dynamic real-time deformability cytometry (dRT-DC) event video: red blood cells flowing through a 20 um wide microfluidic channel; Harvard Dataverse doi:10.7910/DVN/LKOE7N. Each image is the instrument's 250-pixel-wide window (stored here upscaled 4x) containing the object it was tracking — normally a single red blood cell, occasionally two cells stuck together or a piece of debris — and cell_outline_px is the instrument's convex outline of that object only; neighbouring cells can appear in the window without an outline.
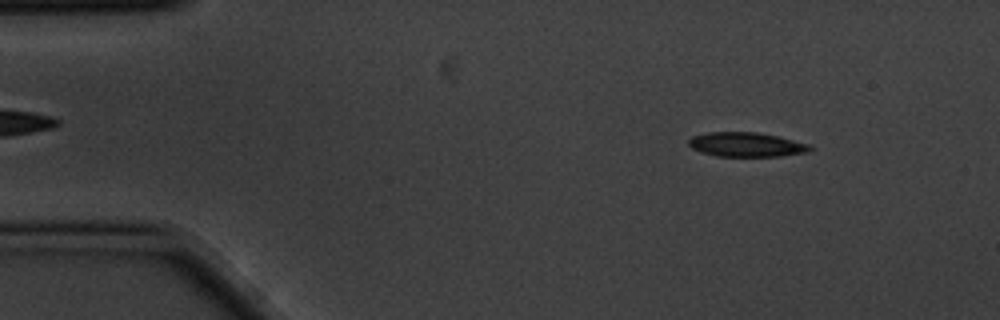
{"species": "common noctule bat (a hibernating species)", "species_latin": "Nyctalus noctula", "temperature_condition": "cold", "stored_images_in_passage": 6, "camera_frame_rate_fps": 3000, "um_per_image_px": 0.085, "animal": {"sex": "male", "body_mass_g": 20.1, "forearm_length_mm": 53.5}, "frame": {"image": 1, "passage_image": 1, "time_ms": 0.0, "image_size_px": [1000, 320], "cell_outline_px": [[816, 148], [808, 152], [780, 156], [716, 156], [700, 152], [692, 148], [688, 144], [688, 140], [692, 136], [708, 132], [756, 132], [776, 136], [808, 144]], "centroid_in_image_um": [63.42, 12.29], "position_along_channel_um": 21.6, "area_um2": 17.22}}
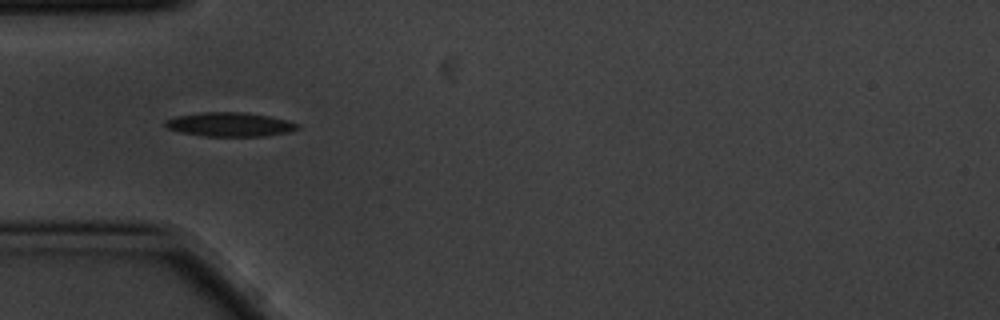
{"frame": {"image": 2, "passage_image": 4, "time_ms": 1.0, "image_size_px": [1000, 320], "cell_outline_px": [[300, 128], [288, 132], [264, 136], [204, 136], [180, 132], [168, 128], [164, 124], [164, 120], [176, 116], [204, 112], [244, 112], [268, 116], [284, 120], [296, 124]], "centroid_in_image_um": [19.48, 10.58], "position_along_channel_um": 65.5, "area_um2": 18.32}}